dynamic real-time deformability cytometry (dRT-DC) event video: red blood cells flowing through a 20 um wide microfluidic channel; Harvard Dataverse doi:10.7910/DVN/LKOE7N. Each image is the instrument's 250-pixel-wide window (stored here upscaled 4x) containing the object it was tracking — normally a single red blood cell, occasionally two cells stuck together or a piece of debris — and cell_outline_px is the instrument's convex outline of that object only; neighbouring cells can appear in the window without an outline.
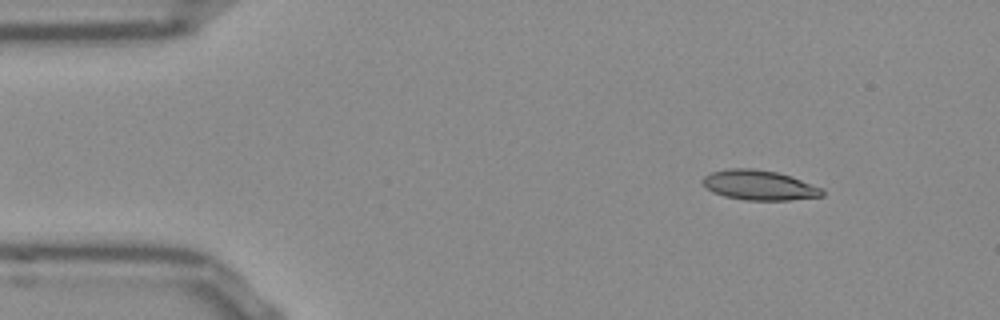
{"species": "Egyptian fruit bat (a non-hibernating species)", "species_latin": "Rousettus aegyptiacus", "temperature_condition": "room temperature", "stored_images_in_passage": 47, "camera_frame_rate_fps": 3000, "um_per_image_px": 0.085, "frame": {"image": 1, "passage_image": 1, "time_ms": 0.0, "image_size_px": [1000, 320], "cell_outline_px": [[824, 196], [788, 200], [744, 200], [724, 196], [712, 192], [704, 188], [700, 180], [704, 176], [712, 172], [728, 168], [752, 168], [776, 172], [792, 176], [824, 188]], "centroid_in_image_um": [64.52, 15.74], "position_along_channel_um": 20.5, "area_um2": 21.15}}
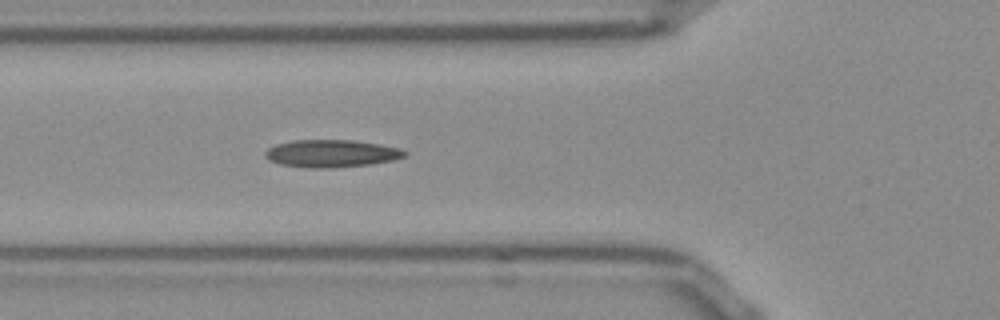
{"frame": {"image": 2, "passage_image": 13, "time_ms": 4.0, "image_size_px": [1000, 320], "cell_outline_px": [[408, 152], [404, 156], [392, 160], [372, 164], [328, 168], [312, 168], [280, 164], [268, 160], [264, 156], [264, 152], [268, 148], [276, 144], [292, 140], [352, 140], [400, 148]], "centroid_in_image_um": [28.13, 13.04], "position_along_channel_um": 97.7, "area_um2": 22.25}}
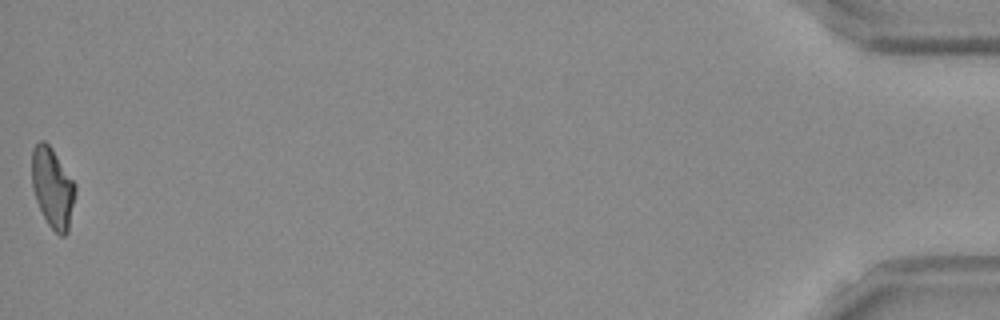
{"frame": {"image": 3, "passage_image": 47, "time_ms": 15.333, "image_size_px": [1000, 320], "cell_outline_px": [[76, 192], [68, 232], [64, 236], [60, 236], [48, 224], [36, 200], [32, 188], [32, 148], [40, 140], [44, 140], [52, 148], [76, 184]], "centroid_in_image_um": [4.48, 15.95], "position_along_channel_um": 430.7, "area_um2": 20.29}, "authors_computed_cell_mechanics": {"area_um2": 20.8658, "velocity_mm_per_s": 3.853, "shape_relaxation_time_tau1_ms": 8.0113, "shape_relaxation_time_tau2_ms": 2.5582, "deformation_change_tau1": 0.221, "deformation_change_tau2": 0.1195}}